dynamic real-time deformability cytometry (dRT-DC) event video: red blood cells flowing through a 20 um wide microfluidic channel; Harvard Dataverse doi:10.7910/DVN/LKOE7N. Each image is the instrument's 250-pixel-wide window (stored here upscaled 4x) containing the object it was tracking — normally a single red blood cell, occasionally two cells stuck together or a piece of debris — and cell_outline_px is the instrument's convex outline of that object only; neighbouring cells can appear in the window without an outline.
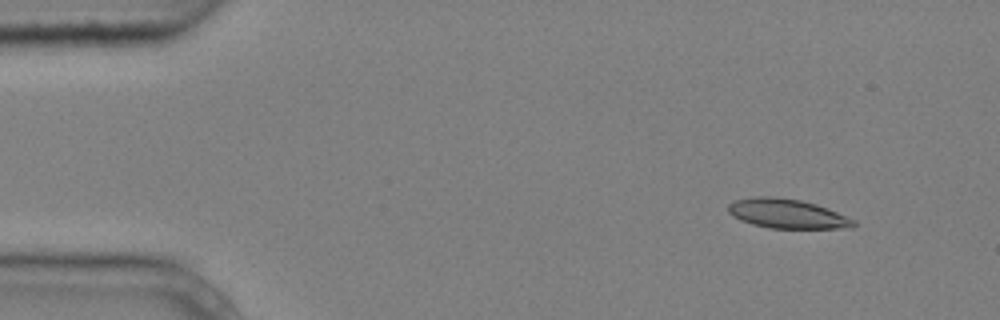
{"species": "common noctule bat (a hibernating species)", "species_latin": "Nyctalus noctula", "temperature_condition": "cold", "stored_images_in_passage": 5, "camera_frame_rate_fps": 3000, "um_per_image_px": 0.085, "animal": {"sex": "male", "body_mass_g": 20.4}, "frame": {"image": 1, "passage_image": 2, "time_ms": 0.333, "image_size_px": [1000, 320], "cell_outline_px": [[856, 224], [852, 228], [772, 228], [752, 224], [740, 220], [732, 216], [728, 212], [728, 204], [732, 200], [752, 196], [772, 196], [800, 200], [816, 204], [828, 208], [856, 220]], "centroid_in_image_um": [66.88, 18.15], "position_along_channel_um": 18.1, "area_um2": 21.68}}
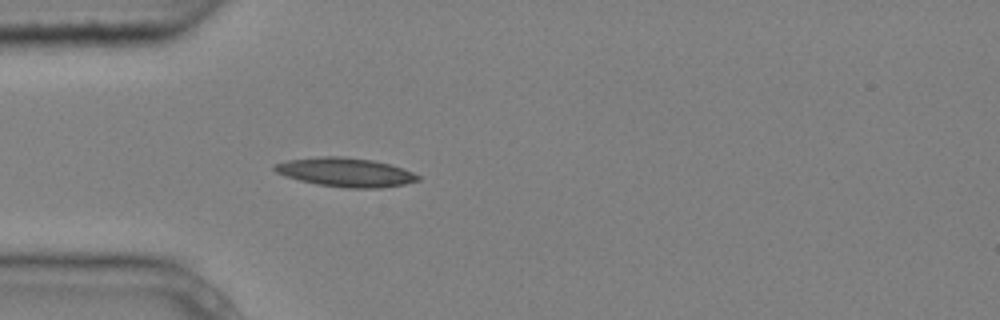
{"frame": {"image": 2, "passage_image": 5, "time_ms": 1.333, "image_size_px": [1000, 320], "cell_outline_px": [[420, 180], [404, 184], [380, 188], [344, 188], [316, 184], [284, 176], [276, 172], [272, 168], [272, 164], [288, 160], [320, 156], [344, 156], [372, 160], [404, 168], [420, 176]], "centroid_in_image_um": [29.34, 14.64], "position_along_channel_um": 55.7, "area_um2": 24.33}}